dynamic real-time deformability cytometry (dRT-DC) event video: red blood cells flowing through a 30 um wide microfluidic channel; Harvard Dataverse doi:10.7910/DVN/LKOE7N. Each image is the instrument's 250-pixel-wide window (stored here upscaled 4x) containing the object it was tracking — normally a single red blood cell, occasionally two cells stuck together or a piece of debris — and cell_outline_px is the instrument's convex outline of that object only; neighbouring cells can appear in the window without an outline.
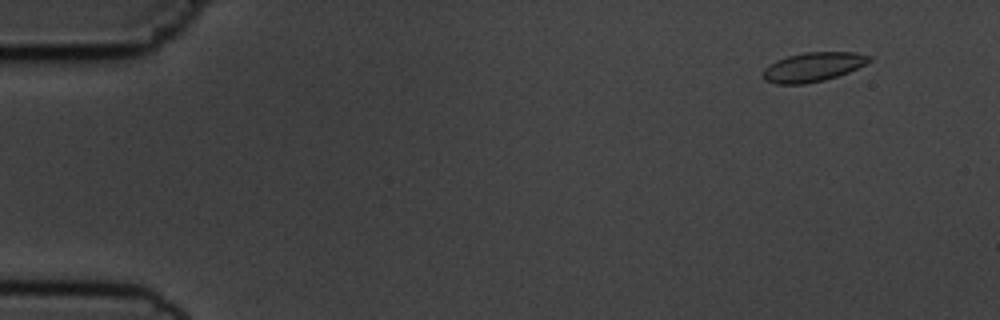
{"species": "common noctule bat (a hibernating species)", "species_latin": "Nyctalus noctula", "temperature_condition": "cold", "stored_images_in_passage": 15, "camera_frame_rate_fps": 3000, "um_per_image_px": 0.085, "animal": {"sex": "male", "body_mass_g": 19.5, "forearm_length_mm": 54.6}, "frame": {"image": 1, "passage_image": 2, "time_ms": 1.333, "image_size_px": [1000, 320], "cell_outline_px": [[872, 60], [848, 72], [824, 80], [804, 84], [776, 84], [764, 80], [760, 76], [760, 72], [768, 64], [776, 60], [788, 56], [804, 52], [856, 52], [872, 56]], "centroid_in_image_um": [69.04, 5.69], "position_along_channel_um": 16.0, "area_um2": 18.26}}
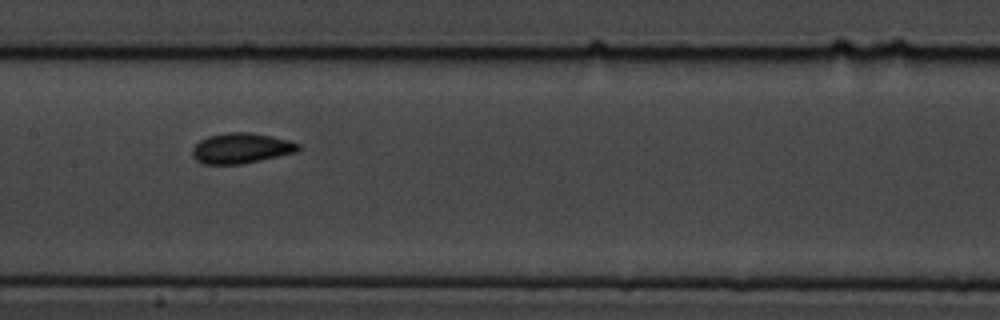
{"frame": {"image": 2, "passage_image": 8, "time_ms": 9.0, "image_size_px": [1000, 320], "cell_outline_px": [[300, 148], [296, 152], [260, 160], [240, 164], [204, 164], [196, 160], [192, 156], [192, 148], [200, 140], [208, 136], [228, 132], [248, 132], [272, 136], [288, 140], [300, 144]], "centroid_in_image_um": [20.48, 12.59], "position_along_channel_um": 186.9, "area_um2": 18.67}}
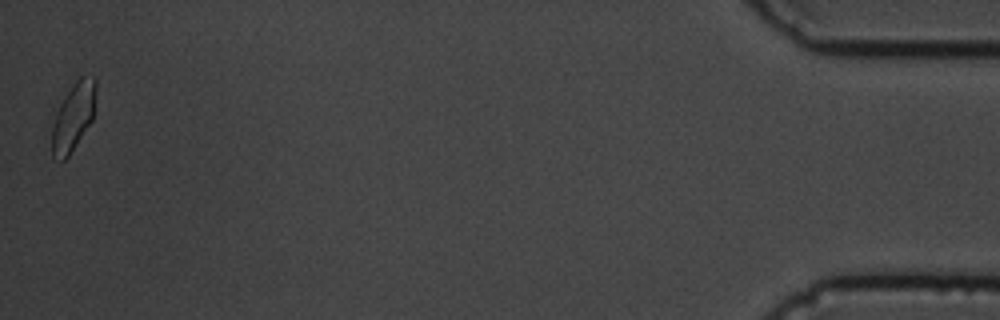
{"frame": {"image": 3, "passage_image": 15, "time_ms": 18.0, "image_size_px": [1000, 320], "cell_outline_px": [[96, 88], [92, 120], [68, 156], [64, 160], [60, 160], [52, 156], [52, 104], [80, 76], [92, 76], [96, 80]], "centroid_in_image_um": [6.15, 9.83], "position_along_channel_um": 429.1, "area_um2": 18.21}, "authors_computed_cell_mechanics": {"area_um2": 17.9758, "velocity_mm_per_s": 3.6778, "shape_relaxation_time_tau1_ms": 4.3282, "shape_relaxation_time_tau2_ms": 0.2357, "deformation_change_tau1": 0.0845, "deformation_change_tau2": 0.0211}}